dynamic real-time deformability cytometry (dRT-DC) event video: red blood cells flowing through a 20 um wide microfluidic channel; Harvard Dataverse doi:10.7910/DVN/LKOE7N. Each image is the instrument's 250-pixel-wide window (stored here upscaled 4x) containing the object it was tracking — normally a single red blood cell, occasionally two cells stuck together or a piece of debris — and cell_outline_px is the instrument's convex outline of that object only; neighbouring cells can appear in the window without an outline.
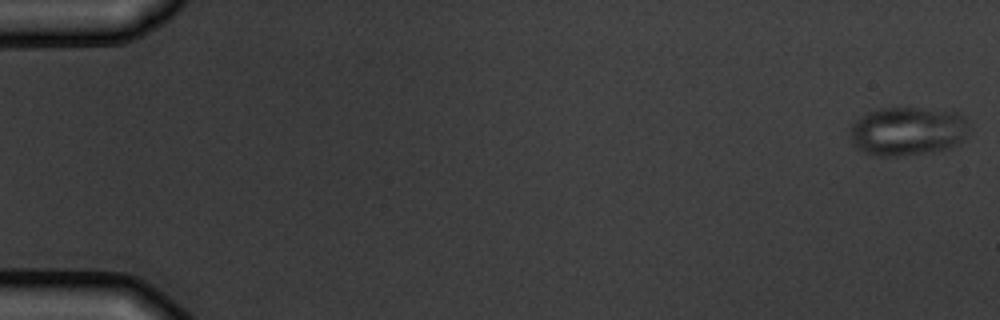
{"species": "common noctule bat (a hibernating species)", "species_latin": "Nyctalus noctula", "temperature_condition": "warm", "stored_images_in_passage": 5, "camera_frame_rate_fps": 3000, "um_per_image_px": 0.085, "animal": {"sex": "male", "body_mass_g": 19.5, "forearm_length_mm": 54.6}, "frame": {"image": 1, "passage_image": 1, "time_ms": 0.0, "image_size_px": [1000, 320], "cell_outline_px": [[964, 136], [952, 148], [932, 152], [896, 156], [880, 156], [864, 152], [856, 148], [852, 140], [852, 124], [860, 116], [868, 112], [880, 108], [920, 108], [956, 112], [964, 116]], "centroid_in_image_um": [77.1, 11.15], "position_along_channel_um": 7.9, "area_um2": 33.23}}